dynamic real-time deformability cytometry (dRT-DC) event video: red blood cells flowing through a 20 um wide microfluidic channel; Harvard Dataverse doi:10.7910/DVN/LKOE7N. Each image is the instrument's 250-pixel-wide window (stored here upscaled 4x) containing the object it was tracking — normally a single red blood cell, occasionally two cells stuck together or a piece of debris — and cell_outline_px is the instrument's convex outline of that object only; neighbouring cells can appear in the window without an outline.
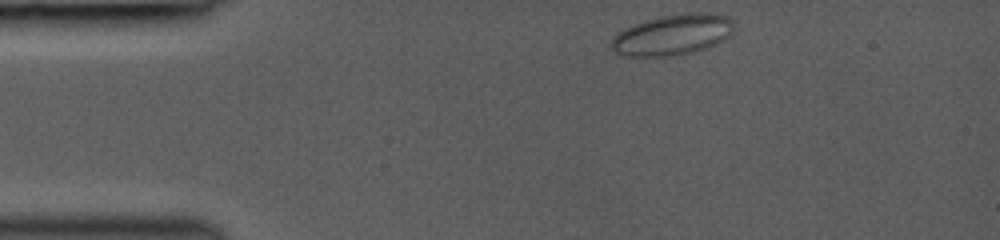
{"species": "common noctule bat (a hibernating species)", "species_latin": "Nyctalus noctula", "temperature_condition": "room temperature", "stored_images_in_passage": 40, "camera_frame_rate_fps": 3000, "um_per_image_px": 0.085, "animal": {"sex": "female", "body_mass_g": 19.0, "forearm_length_mm": 53.3}, "frame": {"image": 1, "passage_image": 1, "time_ms": 0.0, "image_size_px": [1000, 240], "cell_outline_px": [[732, 32], [724, 40], [708, 48], [696, 52], [668, 56], [624, 56], [616, 52], [608, 44], [612, 36], [624, 28], [632, 24], [644, 20], [660, 16], [688, 12], [716, 12], [728, 16], [732, 20]], "centroid_in_image_um": [57.16, 2.94], "position_along_channel_um": 27.8, "area_um2": 29.71}}
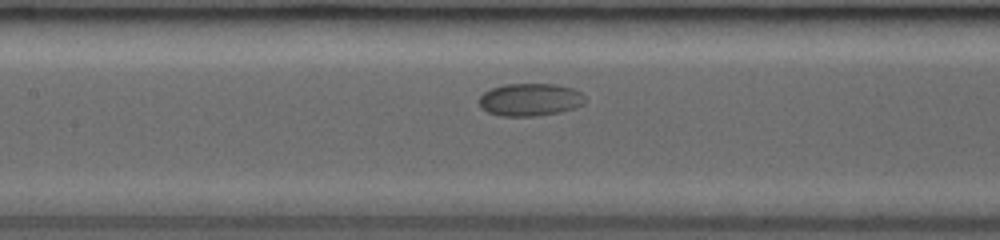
{"frame": {"image": 2, "passage_image": 16, "time_ms": 5.0, "image_size_px": [1000, 240], "cell_outline_px": [[584, 104], [576, 108], [560, 112], [536, 116], [500, 116], [488, 112], [480, 108], [480, 96], [484, 92], [492, 88], [504, 84], [556, 84], [572, 88], [580, 92], [584, 96]], "centroid_in_image_um": [45.06, 8.47], "position_along_channel_um": 162.3, "area_um2": 20.23}}
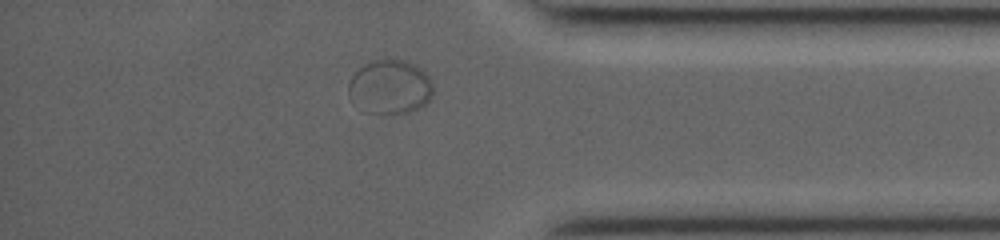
{"frame": {"image": 3, "passage_image": 35, "time_ms": 11.333, "image_size_px": [1000, 240], "cell_outline_px": [[432, 96], [420, 108], [412, 112], [396, 116], [392, 116], [364, 112], [348, 96], [348, 84], [352, 76], [364, 64], [384, 56], [404, 60], [420, 68], [428, 76], [432, 84]], "centroid_in_image_um": [33.13, 7.41], "position_along_channel_um": 402.1, "area_um2": 27.51}}